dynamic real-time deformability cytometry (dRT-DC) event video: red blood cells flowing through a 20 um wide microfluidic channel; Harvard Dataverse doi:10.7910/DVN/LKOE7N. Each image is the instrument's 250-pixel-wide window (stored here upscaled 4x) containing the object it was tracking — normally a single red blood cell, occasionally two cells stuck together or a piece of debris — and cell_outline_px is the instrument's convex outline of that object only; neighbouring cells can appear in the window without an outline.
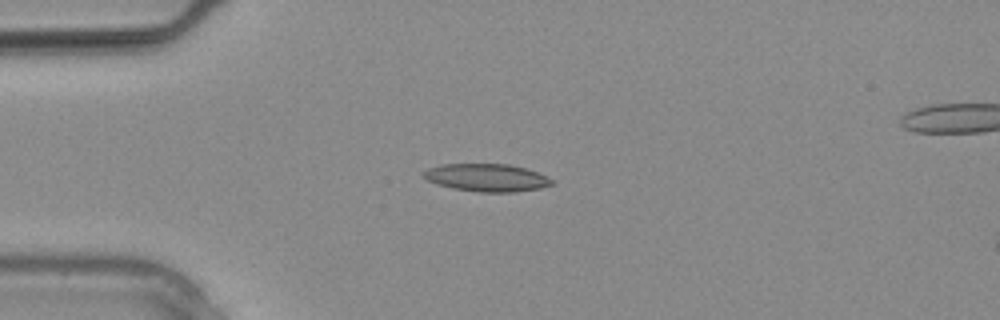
{"species": "common noctule bat (a hibernating species)", "species_latin": "Nyctalus noctula", "temperature_condition": "warm", "stored_images_in_passage": 9, "camera_frame_rate_fps": 3000, "um_per_image_px": 0.085, "animal": {"sex": "male", "body_mass_g": 20.4}, "frame": {"image": 1, "passage_image": 6, "time_ms": 1.667, "image_size_px": [1000, 320], "cell_outline_px": [[552, 184], [540, 188], [516, 192], [480, 192], [452, 188], [436, 184], [428, 180], [420, 172], [428, 168], [440, 164], [508, 164], [524, 168], [548, 176], [552, 180]], "centroid_in_image_um": [41.34, 15.1], "position_along_channel_um": 43.7, "area_um2": 20.69}}